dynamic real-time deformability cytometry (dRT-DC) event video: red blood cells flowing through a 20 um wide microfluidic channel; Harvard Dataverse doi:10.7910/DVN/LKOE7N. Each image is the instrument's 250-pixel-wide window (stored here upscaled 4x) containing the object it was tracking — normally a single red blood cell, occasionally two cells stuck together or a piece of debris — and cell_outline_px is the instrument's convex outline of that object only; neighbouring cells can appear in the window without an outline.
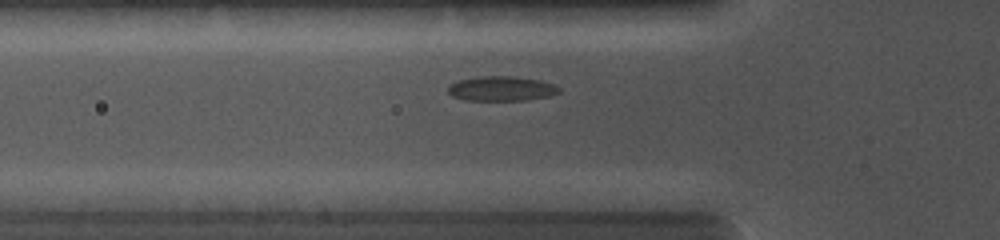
{"species": "common noctule bat (a hibernating species)", "species_latin": "Nyctalus noctula", "temperature_condition": "cold", "stored_images_in_passage": 23, "camera_frame_rate_fps": 5000, "um_per_image_px": 0.085, "animal": {"sex": "female", "body_mass_g": 19.0, "forearm_length_mm": 56.7}, "frame": {"image": 1, "passage_image": 3, "time_ms": 1.0, "image_size_px": [1000, 240], "cell_outline_px": [[560, 92], [548, 96], [524, 100], [464, 100], [452, 96], [448, 92], [448, 88], [452, 84], [460, 80], [484, 76], [512, 76], [536, 80], [552, 84], [560, 88]], "centroid_in_image_um": [42.61, 7.54], "position_along_channel_um": 83.2, "area_um2": 15.61}}
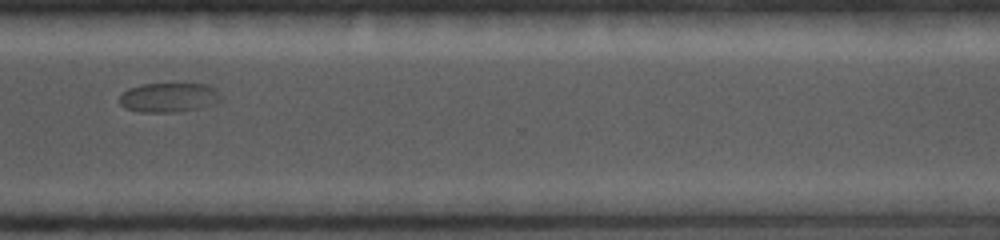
{"frame": {"image": 2, "passage_image": 16, "time_ms": 7.4, "image_size_px": [1000, 240], "cell_outline_px": [[220, 100], [212, 104], [200, 108], [176, 112], [140, 112], [124, 108], [120, 104], [120, 96], [128, 88], [144, 84], [208, 84], [216, 88], [220, 92]], "centroid_in_image_um": [14.36, 8.28], "position_along_channel_um": 356.2, "area_um2": 17.4}}
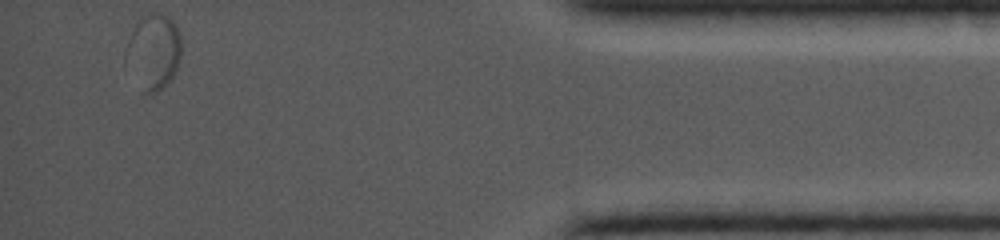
{"frame": {"image": 3, "passage_image": 23, "time_ms": 10.0, "image_size_px": [1000, 240], "cell_outline_px": [[180, 56], [176, 68], [172, 76], [156, 92], [140, 92], [124, 72], [124, 52], [128, 40], [136, 24], [144, 16], [152, 12], [156, 12], [168, 16], [176, 24], [180, 32]], "centroid_in_image_um": [12.95, 4.44], "position_along_channel_um": 422.2, "area_um2": 25.03}}